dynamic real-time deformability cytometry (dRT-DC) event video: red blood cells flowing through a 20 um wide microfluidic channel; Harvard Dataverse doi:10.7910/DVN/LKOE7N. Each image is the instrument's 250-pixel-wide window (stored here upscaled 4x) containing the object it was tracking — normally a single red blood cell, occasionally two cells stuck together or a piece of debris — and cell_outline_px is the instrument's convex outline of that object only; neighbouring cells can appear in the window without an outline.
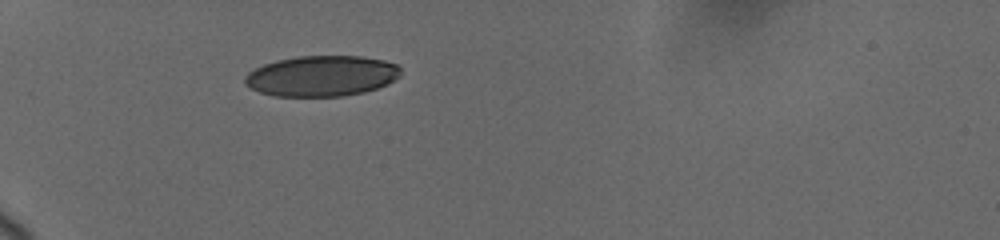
{"species": "human", "species_latin": "Homo sapiens", "temperature_condition": "cold", "stored_images_in_passage": 52, "camera_frame_rate_fps": 3000, "um_per_image_px": 0.085, "donor": {"sex": "female"}, "frame": {"image": 1, "passage_image": 1, "time_ms": 0.0, "image_size_px": [1000, 240], "cell_outline_px": [[400, 76], [388, 84], [364, 92], [340, 96], [276, 96], [260, 92], [252, 88], [244, 80], [248, 72], [264, 64], [276, 60], [296, 56], [360, 56], [384, 60], [396, 64], [400, 68]], "centroid_in_image_um": [27.36, 6.45], "position_along_channel_um": 57.6, "area_um2": 36.76}}
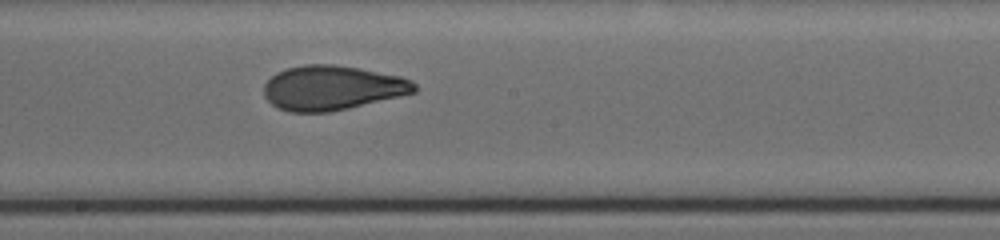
{"frame": {"image": 2, "passage_image": 24, "time_ms": 5.0, "image_size_px": [1000, 240], "cell_outline_px": [[416, 92], [400, 96], [348, 108], [328, 112], [288, 112], [276, 108], [264, 96], [264, 84], [276, 72], [284, 68], [304, 64], [332, 64], [356, 68], [400, 76], [412, 80], [416, 84]], "centroid_in_image_um": [28.19, 7.47], "position_along_channel_um": 220.0, "area_um2": 39.07}}
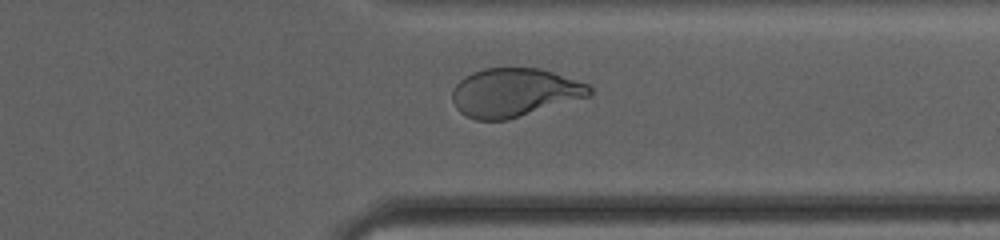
{"frame": {"image": 3, "passage_image": 41, "time_ms": 9.0, "image_size_px": [1000, 240], "cell_outline_px": [[592, 96], [508, 120], [476, 120], [460, 112], [456, 108], [452, 100], [452, 88], [464, 76], [472, 72], [484, 68], [540, 68], [588, 84], [592, 88]], "centroid_in_image_um": [43.72, 7.87], "position_along_channel_um": 367.7, "area_um2": 39.07}, "authors_computed_cell_mechanics": {"area_um2": 39.1595, "velocity_mm_per_s": 3.7035, "shape_relaxation_time_tau1_ms": 4.4339, "shape_relaxation_time_tau2_ms": 1.1219, "deformation_change_tau1": 0.1538, "deformation_change_tau2": 0.0691}}